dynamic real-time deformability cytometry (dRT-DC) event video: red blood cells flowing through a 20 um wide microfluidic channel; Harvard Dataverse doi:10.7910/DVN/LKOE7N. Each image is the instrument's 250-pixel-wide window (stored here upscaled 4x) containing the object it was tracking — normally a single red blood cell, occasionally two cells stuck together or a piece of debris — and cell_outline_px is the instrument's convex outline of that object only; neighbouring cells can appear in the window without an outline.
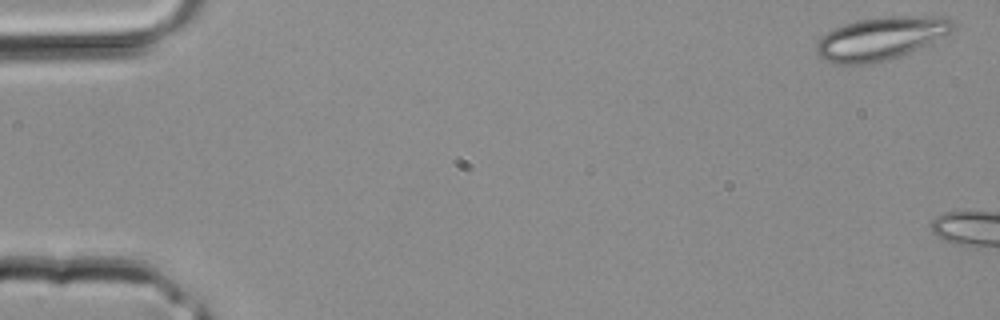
{"species": "common noctule bat (a hibernating species)", "species_latin": "Nyctalus noctula", "temperature_condition": "room temperature", "stored_images_in_passage": 4, "camera_frame_rate_fps": 3000, "um_per_image_px": 0.085, "animal": {"sex": "male", "body_mass_g": 20.4}, "frame": {"image": 1, "passage_image": 1, "time_ms": 0.0, "image_size_px": [1000, 320], "cell_outline_px": [[956, 28], [908, 52], [884, 60], [864, 64], [840, 64], [828, 60], [820, 56], [816, 52], [816, 44], [828, 32], [836, 28], [860, 20], [888, 16], [944, 16], [952, 20], [956, 24]], "centroid_in_image_um": [74.87, 3.24], "position_along_channel_um": 10.1, "area_um2": 32.95}}